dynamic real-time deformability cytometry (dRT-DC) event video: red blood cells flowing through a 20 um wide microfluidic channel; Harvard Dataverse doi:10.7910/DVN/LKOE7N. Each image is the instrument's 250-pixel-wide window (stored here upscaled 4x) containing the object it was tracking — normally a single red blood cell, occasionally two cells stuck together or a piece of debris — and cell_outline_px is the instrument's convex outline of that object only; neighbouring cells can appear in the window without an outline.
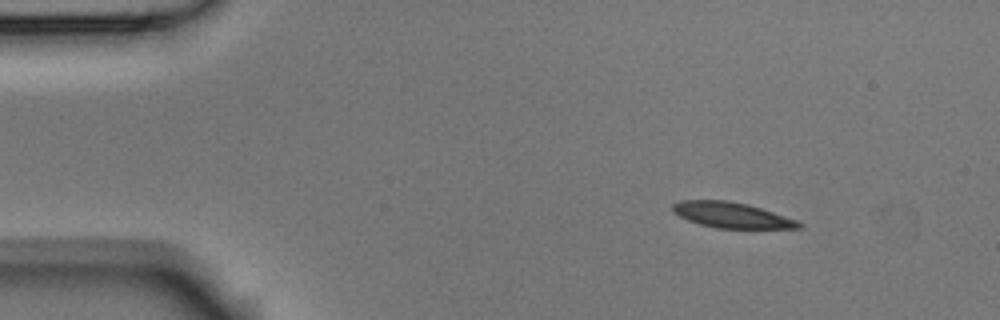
{"species": "Egyptian fruit bat (a non-hibernating species)", "species_latin": "Rousettus aegyptiacus", "temperature_condition": "room temperature", "stored_images_in_passage": 3, "camera_frame_rate_fps": 3000, "um_per_image_px": 0.085, "animal": {"sex": "male"}, "frame": {"image": 1, "passage_image": 1, "time_ms": 0.0, "image_size_px": [1000, 320], "cell_outline_px": [[804, 224], [800, 228], [716, 228], [700, 224], [688, 220], [672, 212], [672, 204], [680, 200], [728, 200], [748, 204], [796, 220]], "centroid_in_image_um": [62.15, 18.27], "position_along_channel_um": 22.9, "area_um2": 18.67}}
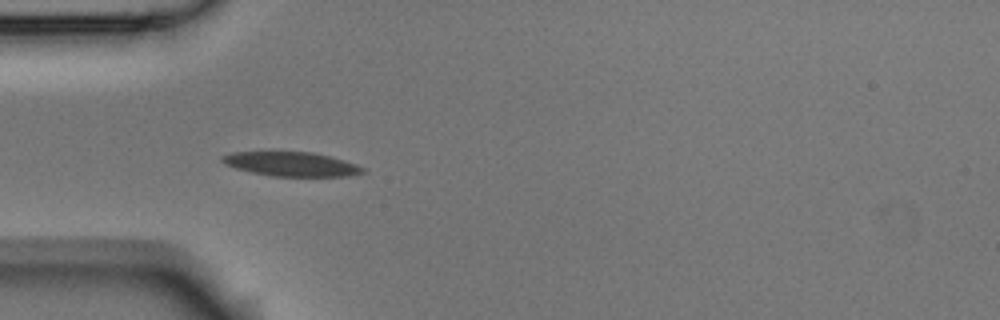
{"frame": {"image": 2, "passage_image": 3, "time_ms": 0.667, "image_size_px": [1000, 320], "cell_outline_px": [[368, 172], [348, 176], [272, 176], [252, 172], [236, 168], [224, 164], [220, 160], [220, 156], [232, 152], [312, 152], [344, 160], [356, 164], [364, 168]], "centroid_in_image_um": [24.76, 13.95], "position_along_channel_um": 60.2, "area_um2": 19.83}}